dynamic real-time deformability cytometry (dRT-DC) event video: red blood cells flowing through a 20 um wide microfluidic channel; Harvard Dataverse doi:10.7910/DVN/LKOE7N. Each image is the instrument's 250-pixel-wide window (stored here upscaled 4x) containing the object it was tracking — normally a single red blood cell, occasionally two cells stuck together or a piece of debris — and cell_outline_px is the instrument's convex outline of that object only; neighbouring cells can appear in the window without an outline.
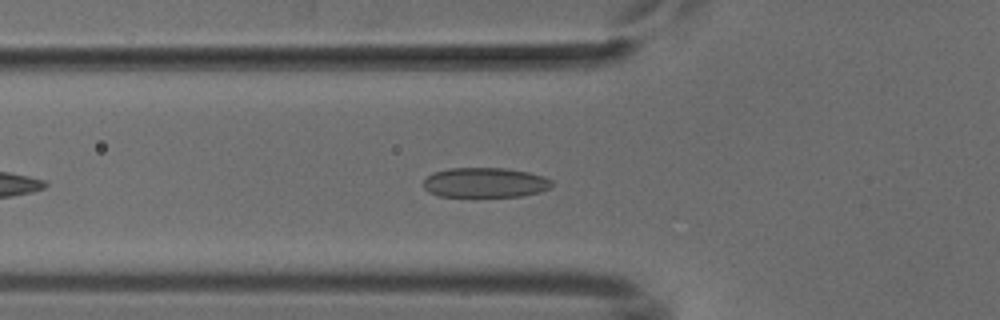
{"species": "common noctule bat (a hibernating species)", "species_latin": "Nyctalus noctula", "temperature_condition": "cold", "stored_images_in_passage": 17, "camera_frame_rate_fps": 3000, "um_per_image_px": 0.085, "animal": {"sex": "male", "body_mass_g": 18.8}, "frame": {"image": 1, "passage_image": 8, "time_ms": 2.333, "image_size_px": [1000, 320], "cell_outline_px": [[552, 188], [540, 192], [520, 196], [440, 196], [428, 192], [420, 184], [432, 172], [448, 168], [504, 168], [528, 172], [544, 176], [552, 180]], "centroid_in_image_um": [41.21, 15.51], "position_along_channel_um": 84.6, "area_um2": 22.54}}
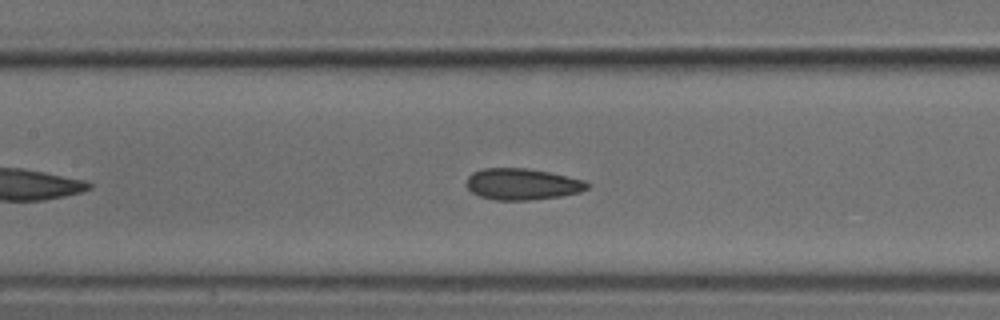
{"frame": {"image": 2, "passage_image": 14, "time_ms": 4.333, "image_size_px": [1000, 320], "cell_outline_px": [[588, 188], [580, 192], [560, 196], [532, 200], [496, 200], [480, 196], [472, 192], [468, 188], [468, 176], [472, 172], [484, 168], [524, 168], [548, 172], [584, 180], [588, 184]], "centroid_in_image_um": [44.38, 15.65], "position_along_channel_um": 163.0, "area_um2": 21.85}}
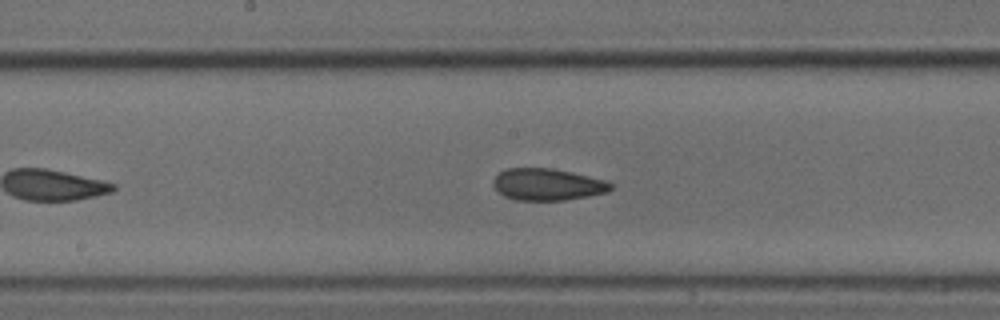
{"frame": {"image": 3, "passage_image": 17, "time_ms": 5.333, "image_size_px": [1000, 320], "cell_outline_px": [[612, 188], [608, 192], [588, 196], [564, 200], [516, 200], [504, 196], [492, 184], [492, 180], [500, 172], [508, 168], [552, 168], [572, 172], [608, 180], [612, 184]], "centroid_in_image_um": [46.56, 15.67], "position_along_channel_um": 201.6, "area_um2": 21.85}}